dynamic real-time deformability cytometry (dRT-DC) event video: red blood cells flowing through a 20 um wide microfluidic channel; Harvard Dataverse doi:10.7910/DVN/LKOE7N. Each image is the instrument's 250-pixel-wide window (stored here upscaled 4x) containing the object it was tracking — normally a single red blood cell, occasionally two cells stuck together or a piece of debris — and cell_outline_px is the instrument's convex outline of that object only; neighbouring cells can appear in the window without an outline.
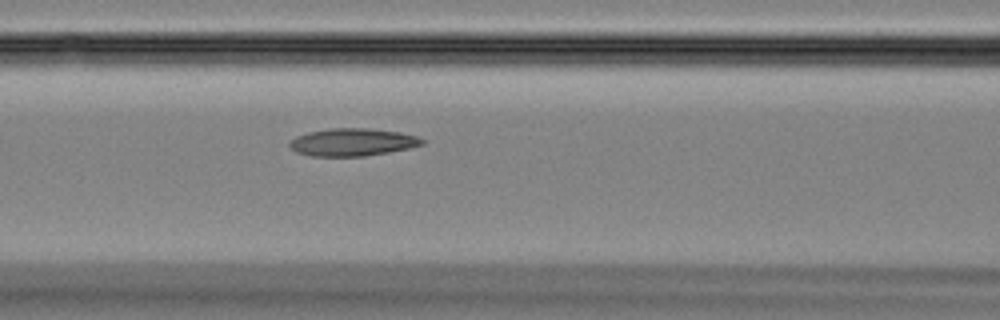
{"species": "Egyptian fruit bat (a non-hibernating species)", "species_latin": "Rousettus aegyptiacus", "temperature_condition": "room temperature", "stored_images_in_passage": 32, "camera_frame_rate_fps": 3000, "um_per_image_px": 0.085, "animal": {"sex": "female"}, "frame": {"image": 1, "passage_image": 14, "time_ms": 4.333, "image_size_px": [1000, 320], "cell_outline_px": [[424, 144], [412, 148], [364, 156], [308, 156], [296, 152], [288, 144], [296, 136], [308, 132], [328, 128], [368, 128], [400, 132], [416, 136], [424, 140]], "centroid_in_image_um": [29.97, 12.08], "position_along_channel_um": 136.6, "area_um2": 21.39}}
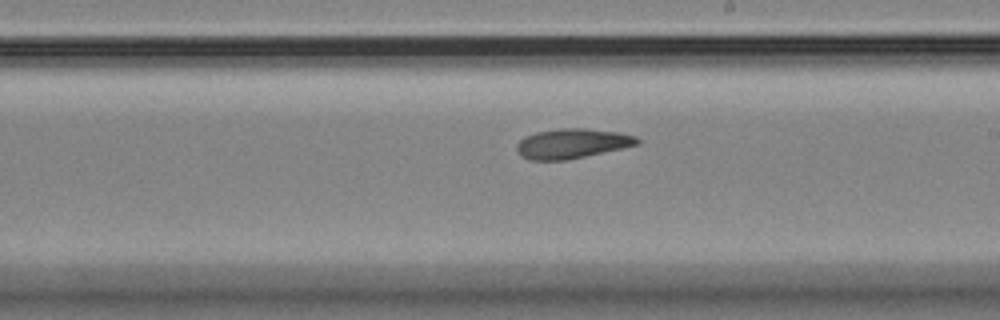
{"frame": {"image": 2, "passage_image": 21, "time_ms": 6.667, "image_size_px": [1000, 320], "cell_outline_px": [[640, 144], [568, 160], [528, 160], [520, 156], [516, 148], [516, 144], [524, 136], [536, 132], [560, 128], [584, 128], [620, 132], [636, 136], [640, 140]], "centroid_in_image_um": [48.61, 12.2], "position_along_channel_um": 240.4, "area_um2": 21.1}}
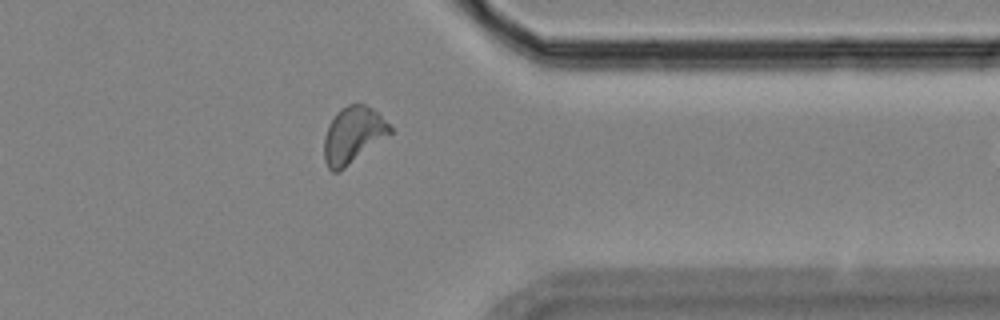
{"frame": {"image": 3, "passage_image": 31, "time_ms": 10.0, "image_size_px": [1000, 320], "cell_outline_px": [[392, 132], [344, 168], [336, 172], [332, 172], [328, 168], [324, 160], [324, 136], [328, 124], [336, 112], [340, 108], [348, 104], [364, 104], [372, 108], [392, 128]], "centroid_in_image_um": [29.96, 11.46], "position_along_channel_um": 381.4, "area_um2": 21.39}}